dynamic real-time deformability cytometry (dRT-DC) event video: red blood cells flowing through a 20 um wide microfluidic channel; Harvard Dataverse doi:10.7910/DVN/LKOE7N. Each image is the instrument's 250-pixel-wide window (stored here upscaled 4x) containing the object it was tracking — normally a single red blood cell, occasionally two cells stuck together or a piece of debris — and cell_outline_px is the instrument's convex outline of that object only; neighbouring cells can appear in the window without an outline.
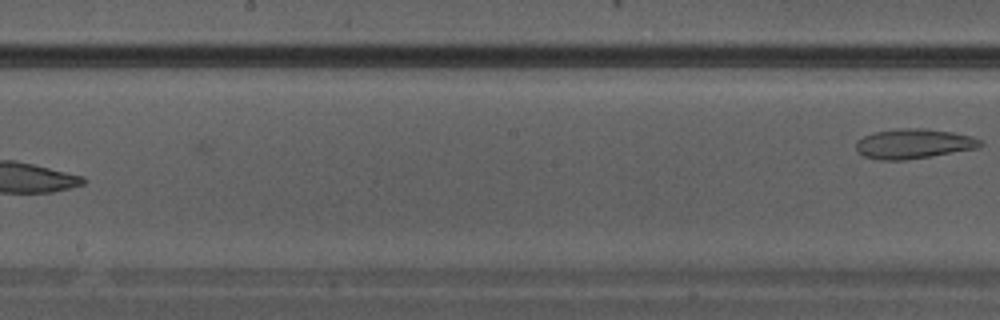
{"species": "Egyptian fruit bat (a non-hibernating species)", "species_latin": "Rousettus aegyptiacus", "temperature_condition": "warm", "stored_images_in_passage": 16, "camera_frame_rate_fps": 3000, "um_per_image_px": 0.085, "animal": {"sex": "male"}, "frame": {"image": 1, "passage_image": 16, "time_ms": 5.0, "image_size_px": [1000, 320], "cell_outline_px": [[984, 144], [980, 148], [904, 160], [880, 160], [864, 156], [856, 152], [856, 140], [872, 132], [896, 128], [928, 128], [952, 132], [972, 136], [984, 140]], "centroid_in_image_um": [77.67, 12.2], "position_along_channel_um": 170.5, "area_um2": 21.96}}